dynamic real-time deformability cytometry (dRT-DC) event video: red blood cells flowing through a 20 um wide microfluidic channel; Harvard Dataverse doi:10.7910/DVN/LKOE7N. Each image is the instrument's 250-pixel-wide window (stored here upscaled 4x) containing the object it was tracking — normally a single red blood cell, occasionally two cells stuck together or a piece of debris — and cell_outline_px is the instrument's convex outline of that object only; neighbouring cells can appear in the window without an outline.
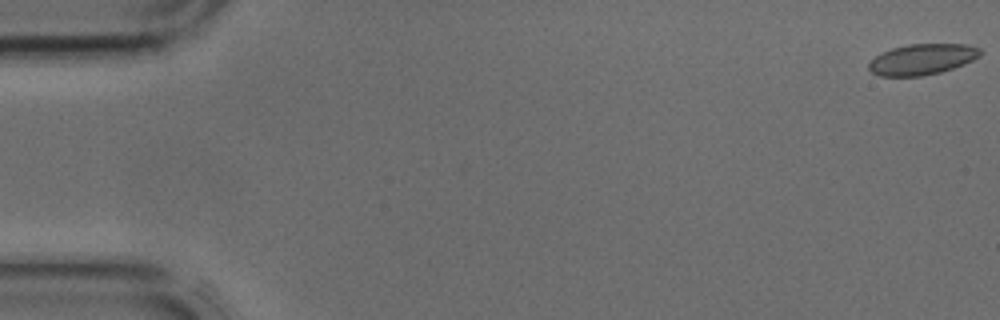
{"species": "common noctule bat (a hibernating species)", "species_latin": "Nyctalus noctula", "temperature_condition": "cold", "stored_images_in_passage": 13, "camera_frame_rate_fps": 3000, "um_per_image_px": 0.085, "animal": {"sex": "male", "body_mass_g": 17.9, "forearm_length_mm": 54.2}, "frame": {"image": 1, "passage_image": 1, "time_ms": 0.0, "image_size_px": [1000, 320], "cell_outline_px": [[980, 56], [964, 64], [940, 72], [920, 76], [880, 76], [872, 72], [868, 68], [868, 64], [876, 56], [892, 48], [908, 44], [968, 44], [980, 48]], "centroid_in_image_um": [78.39, 5.04], "position_along_channel_um": 6.6, "area_um2": 19.83}}
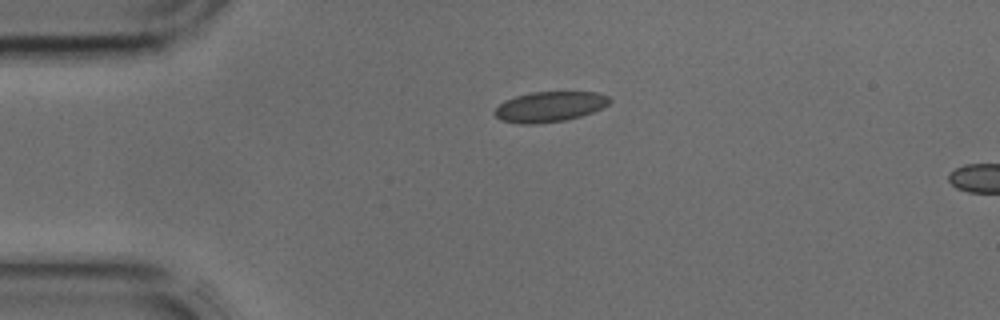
{"frame": {"image": 2, "passage_image": 10, "time_ms": 3.0, "image_size_px": [1000, 320], "cell_outline_px": [[612, 100], [608, 104], [592, 112], [568, 120], [536, 124], [520, 124], [500, 120], [492, 112], [504, 100], [516, 96], [532, 92], [596, 92], [608, 96]], "centroid_in_image_um": [46.69, 9.08], "position_along_channel_um": 38.3, "area_um2": 20.35}}